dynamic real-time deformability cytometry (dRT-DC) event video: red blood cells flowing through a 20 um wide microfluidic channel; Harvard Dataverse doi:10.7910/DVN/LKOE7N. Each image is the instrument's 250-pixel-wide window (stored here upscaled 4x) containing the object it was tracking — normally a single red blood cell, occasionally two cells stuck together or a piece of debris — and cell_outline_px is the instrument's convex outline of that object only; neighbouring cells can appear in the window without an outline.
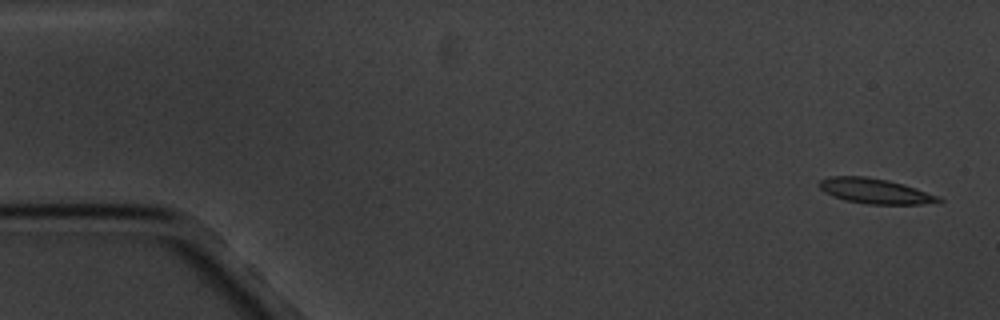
{"species": "common noctule bat (a hibernating species)", "species_latin": "Nyctalus noctula", "temperature_condition": "cold", "stored_images_in_passage": 5, "camera_frame_rate_fps": 3000, "um_per_image_px": 0.085, "animal": {"sex": "male", "body_mass_g": 20.1, "forearm_length_mm": 53.5}, "frame": {"image": 1, "passage_image": 1, "time_ms": 0.0, "image_size_px": [1000, 320], "cell_outline_px": [[944, 200], [920, 204], [868, 204], [844, 200], [832, 196], [824, 192], [816, 184], [820, 180], [832, 176], [864, 176], [888, 180], [904, 184], [940, 196]], "centroid_in_image_um": [74.34, 16.23], "position_along_channel_um": 10.7, "area_um2": 17.51}}
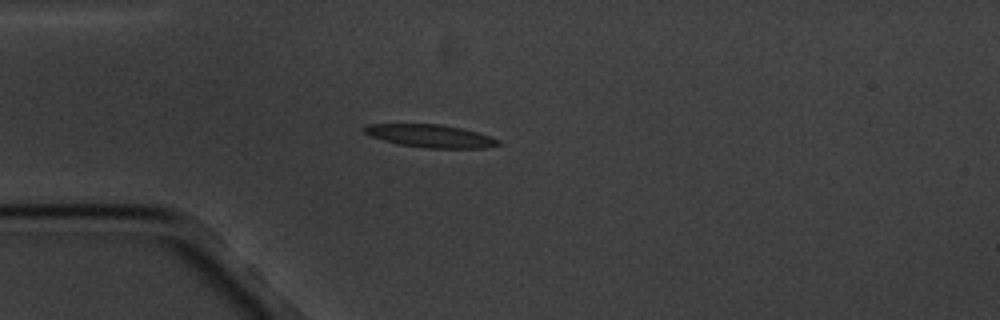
{"frame": {"image": 2, "passage_image": 5, "time_ms": 4.333, "image_size_px": [1000, 320], "cell_outline_px": [[504, 144], [484, 148], [424, 148], [396, 144], [372, 136], [364, 132], [360, 128], [372, 124], [440, 124], [460, 128], [476, 132], [500, 140]], "centroid_in_image_um": [36.6, 11.57], "position_along_channel_um": 48.4, "area_um2": 17.8}}